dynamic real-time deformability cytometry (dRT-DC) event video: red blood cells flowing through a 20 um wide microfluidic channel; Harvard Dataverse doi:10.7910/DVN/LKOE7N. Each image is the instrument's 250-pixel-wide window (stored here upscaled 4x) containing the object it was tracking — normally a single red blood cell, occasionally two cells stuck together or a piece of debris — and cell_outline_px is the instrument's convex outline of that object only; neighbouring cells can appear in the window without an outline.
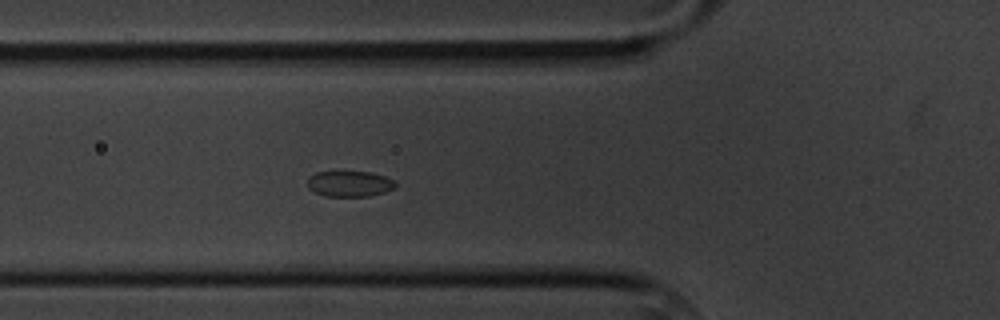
{"species": "common noctule bat (a hibernating species)", "species_latin": "Nyctalus noctula", "temperature_condition": "cold", "stored_images_in_passage": 5, "camera_frame_rate_fps": 3000, "um_per_image_px": 0.085, "animal": {"sex": "male", "body_mass_g": 20.1, "forearm_length_mm": 53.5}, "frame": {"image": 1, "passage_image": 5, "time_ms": 5.333, "image_size_px": [1000, 320], "cell_outline_px": [[396, 188], [384, 192], [368, 196], [324, 196], [308, 188], [308, 176], [316, 172], [368, 172], [384, 176], [396, 180]], "centroid_in_image_um": [29.73, 15.62], "position_along_channel_um": 96.1, "area_um2": 13.18}}